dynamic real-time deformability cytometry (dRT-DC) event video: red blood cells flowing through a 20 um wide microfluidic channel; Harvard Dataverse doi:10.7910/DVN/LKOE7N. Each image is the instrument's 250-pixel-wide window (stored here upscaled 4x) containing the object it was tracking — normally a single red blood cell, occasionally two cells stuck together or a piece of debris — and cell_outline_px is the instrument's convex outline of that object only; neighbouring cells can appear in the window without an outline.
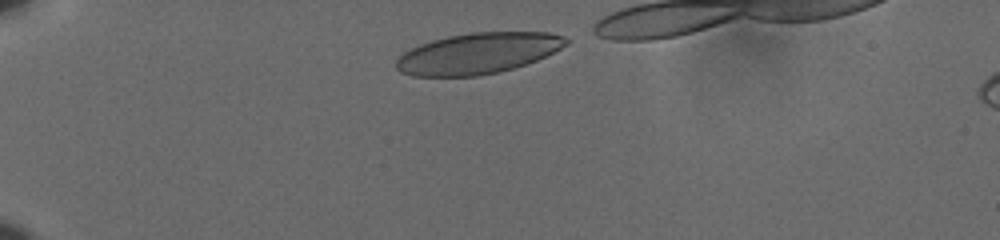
{"species": "human", "species_latin": "Homo sapiens", "temperature_condition": "cold", "stored_images_in_passage": 37, "camera_frame_rate_fps": 3000, "um_per_image_px": 0.085, "donor": {"sex": "male"}, "frame": {"image": 1, "passage_image": 1, "time_ms": 0.0, "image_size_px": [1000, 240], "cell_outline_px": [[572, 40], [568, 44], [536, 60], [500, 72], [476, 76], [412, 76], [400, 72], [396, 68], [396, 60], [404, 52], [420, 44], [432, 40], [448, 36], [472, 32], [548, 32], [564, 36]], "centroid_in_image_um": [40.62, 4.53], "position_along_channel_um": 44.4, "area_um2": 40.4}}
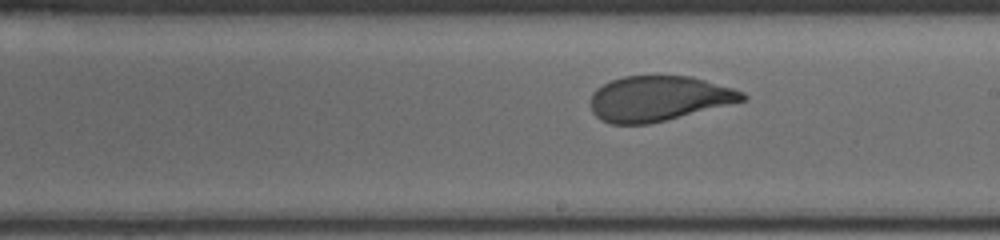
{"frame": {"image": 2, "passage_image": 21, "time_ms": 6.667, "image_size_px": [1000, 240], "cell_outline_px": [[748, 100], [648, 124], [612, 124], [600, 120], [592, 112], [592, 92], [596, 88], [612, 80], [624, 76], [692, 76], [732, 88], [744, 92], [748, 96]], "centroid_in_image_um": [56.0, 8.37], "position_along_channel_um": 233.0, "area_um2": 39.82}}
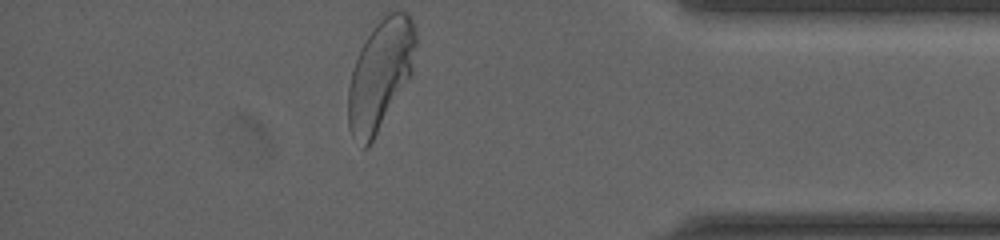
{"frame": {"image": 3, "passage_image": 37, "time_ms": 12.0, "image_size_px": [1000, 240], "cell_outline_px": [[416, 44], [412, 72], [368, 148], [364, 148], [352, 136], [348, 128], [348, 88], [352, 72], [360, 48], [380, 12], [408, 12], [416, 28]], "centroid_in_image_um": [32.32, 6.26], "position_along_channel_um": 402.9, "area_um2": 43.35}, "authors_computed_cell_mechanics": {"area_um2": 41.1536, "velocity_mm_per_s": 3.6015, "shape_relaxation_time_tau1_ms": 4.0445, "shape_relaxation_time_tau2_ms": null, "deformation_change_tau1": 0.1488, "deformation_change_tau2": null}}